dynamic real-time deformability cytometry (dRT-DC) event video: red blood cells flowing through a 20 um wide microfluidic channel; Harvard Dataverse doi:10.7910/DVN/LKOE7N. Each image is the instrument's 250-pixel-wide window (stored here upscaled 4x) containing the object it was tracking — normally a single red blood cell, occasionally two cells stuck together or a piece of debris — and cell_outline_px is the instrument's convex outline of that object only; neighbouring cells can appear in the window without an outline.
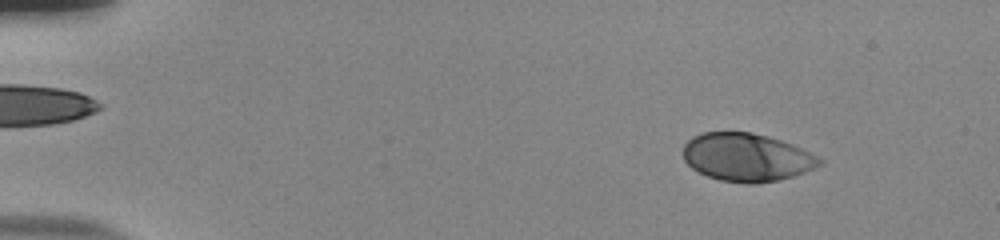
{"species": "human", "species_latin": "Homo sapiens", "temperature_condition": "room temperature", "stored_images_in_passage": 54, "camera_frame_rate_fps": 3000, "um_per_image_px": 0.085, "donor": {"sex": "male"}, "frame": {"image": 1, "passage_image": 6, "time_ms": 1.667, "image_size_px": [1000, 240], "cell_outline_px": [[824, 164], [804, 172], [780, 180], [756, 184], [748, 184], [720, 180], [708, 176], [692, 168], [684, 160], [684, 144], [692, 136], [704, 132], [752, 132], [768, 136], [792, 144], [824, 160]], "centroid_in_image_um": [63.47, 13.37], "position_along_channel_um": 21.5, "area_um2": 38.21}}
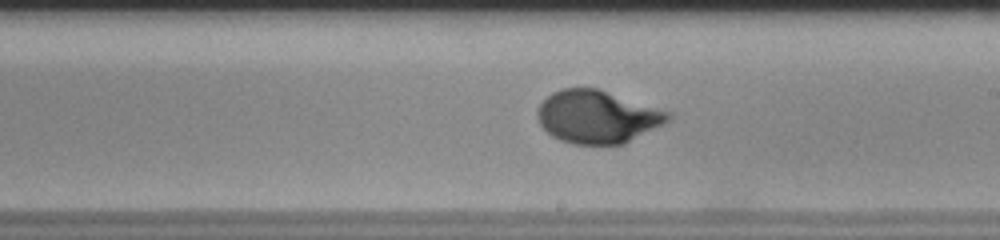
{"frame": {"image": 2, "passage_image": 32, "time_ms": 10.333, "image_size_px": [1000, 240], "cell_outline_px": [[672, 120], [624, 144], [572, 144], [560, 140], [552, 136], [540, 124], [536, 116], [536, 108], [552, 92], [560, 88], [596, 88], [672, 112]], "centroid_in_image_um": [50.78, 9.93], "position_along_channel_um": 238.2, "area_um2": 40.34}}
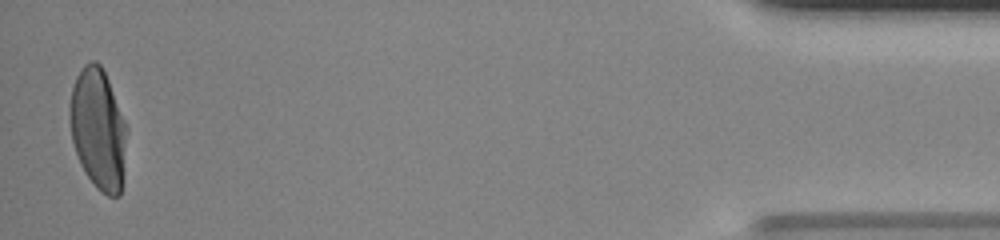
{"frame": {"image": 3, "passage_image": 53, "time_ms": 17.333, "image_size_px": [1000, 240], "cell_outline_px": [[124, 180], [120, 196], [108, 196], [96, 188], [80, 164], [72, 140], [68, 116], [68, 112], [72, 88], [76, 76], [84, 64], [92, 60], [96, 60], [100, 64], [108, 80], [124, 120]], "centroid_in_image_um": [8.31, 10.98], "position_along_channel_um": 426.9, "area_um2": 39.77}, "authors_computed_cell_mechanics": {"area_um2": 39.2462, "velocity_mm_per_s": 3.7933, "shape_relaxation_time_tau1_ms": 3.9824, "shape_relaxation_time_tau2_ms": null, "deformation_change_tau1": 0.2084, "deformation_change_tau2": null}}